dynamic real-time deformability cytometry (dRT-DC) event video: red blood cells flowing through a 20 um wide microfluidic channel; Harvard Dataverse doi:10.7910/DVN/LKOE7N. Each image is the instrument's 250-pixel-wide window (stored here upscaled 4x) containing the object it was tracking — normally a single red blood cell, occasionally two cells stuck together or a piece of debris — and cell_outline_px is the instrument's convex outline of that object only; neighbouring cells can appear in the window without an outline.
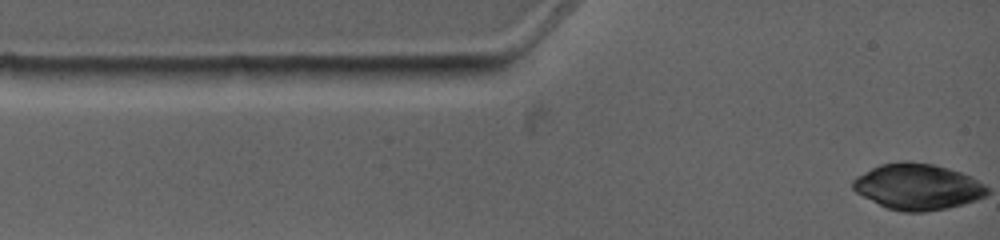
{"species": "common noctule bat (a hibernating species)", "species_latin": "Nyctalus noctula", "temperature_condition": "warm", "stored_images_in_passage": 1, "camera_frame_rate_fps": 4500, "um_per_image_px": 0.085, "animal": {"sex": "female", "body_mass_g": 19.0, "forearm_length_mm": 53.3}, "frame": {"image": 1, "passage_image": 1, "time_ms": 0.0, "image_size_px": [1000, 240], "cell_outline_px": [[860, 196], [852, 204], [824, 208], [800, 208], [768, 204], [740, 192], [744, 184], [756, 180], [808, 180], [852, 184]], "centroid_in_image_um": [68.14, 16.42], "position_along_channel_um": 16.9, "area_um2": 19.31}}